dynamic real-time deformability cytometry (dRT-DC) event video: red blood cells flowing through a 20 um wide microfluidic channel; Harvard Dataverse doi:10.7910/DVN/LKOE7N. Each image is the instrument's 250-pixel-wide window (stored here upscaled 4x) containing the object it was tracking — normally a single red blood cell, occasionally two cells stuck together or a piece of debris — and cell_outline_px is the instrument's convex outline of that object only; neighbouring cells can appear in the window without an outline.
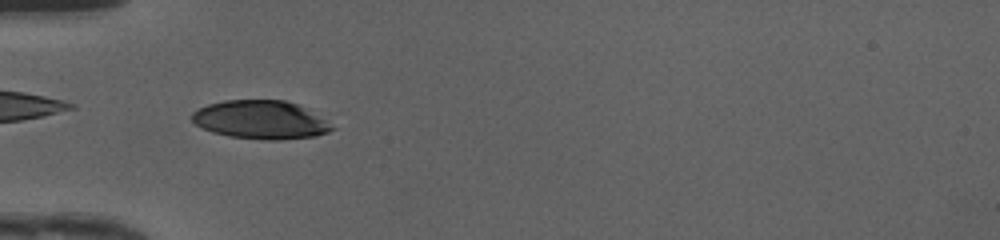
{"species": "human", "species_latin": "Homo sapiens", "temperature_condition": "cold", "stored_images_in_passage": 49, "camera_frame_rate_fps": 3000, "um_per_image_px": 0.085, "donor": {"sex": "female"}, "frame": {"image": 1, "passage_image": 16, "time_ms": 5.0, "image_size_px": [1000, 240], "cell_outline_px": [[336, 128], [328, 132], [316, 136], [280, 140], [268, 140], [228, 136], [212, 132], [196, 124], [192, 120], [192, 112], [208, 104], [224, 100], [284, 100], [296, 104], [304, 108], [324, 120]], "centroid_in_image_um": [22.13, 10.19], "position_along_channel_um": 62.9, "area_um2": 31.04}}
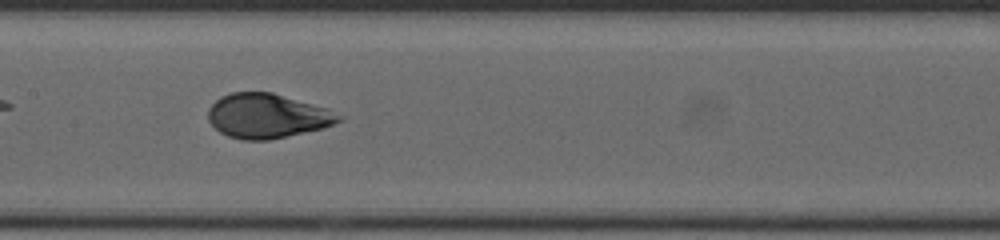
{"frame": {"image": 2, "passage_image": 25, "time_ms": 8.0, "image_size_px": [1000, 240], "cell_outline_px": [[344, 120], [320, 128], [268, 140], [244, 140], [228, 136], [220, 132], [208, 120], [208, 108], [220, 96], [232, 92], [272, 92], [328, 108], [344, 116]], "centroid_in_image_um": [22.71, 9.84], "position_along_channel_um": 184.7, "area_um2": 33.76}}
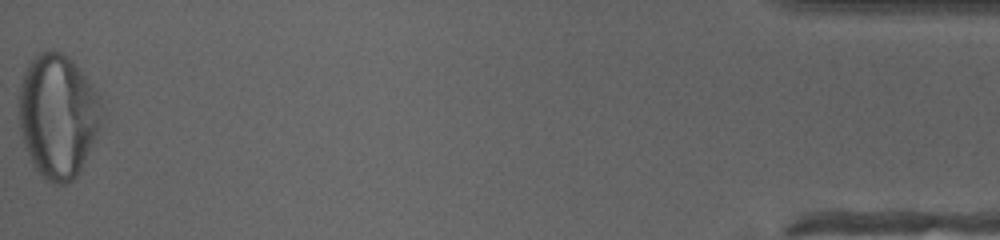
{"frame": {"image": 3, "passage_image": 49, "time_ms": 16.0, "image_size_px": [1000, 240], "cell_outline_px": [[104, 128], [80, 172], [72, 180], [64, 184], [52, 184], [44, 180], [40, 176], [32, 164], [24, 144], [20, 128], [16, 104], [20, 84], [24, 72], [28, 64], [40, 52], [48, 48], [52, 48], [68, 56], [76, 64], [92, 84], [100, 96], [104, 108]], "centroid_in_image_um": [4.96, 9.87], "position_along_channel_um": 430.2, "area_um2": 61.9}, "authors_computed_cell_mechanics": {"area_um2": 34.2176, "velocity_mm_per_s": 4.1731, "shape_relaxation_time_tau1_ms": 3.1776, "shape_relaxation_time_tau2_ms": null, "deformation_change_tau1": 0.1695, "deformation_change_tau2": null}}